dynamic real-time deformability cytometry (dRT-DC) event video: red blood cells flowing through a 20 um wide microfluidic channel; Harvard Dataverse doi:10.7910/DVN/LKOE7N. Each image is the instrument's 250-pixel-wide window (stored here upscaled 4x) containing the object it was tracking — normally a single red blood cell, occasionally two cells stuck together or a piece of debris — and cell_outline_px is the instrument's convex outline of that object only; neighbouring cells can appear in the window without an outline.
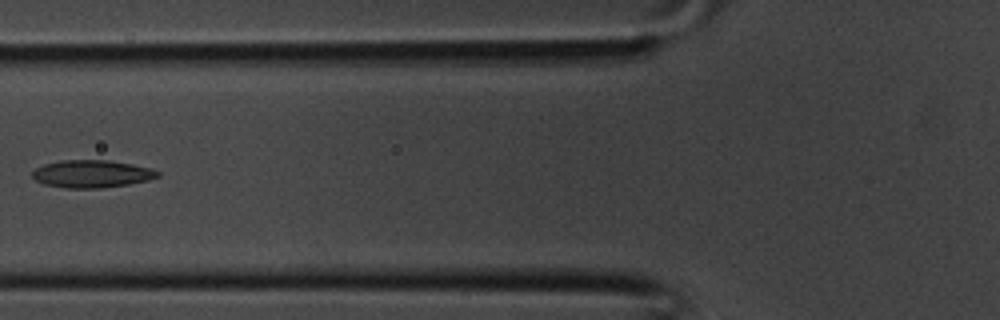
{"species": "common noctule bat (a hibernating species)", "species_latin": "Nyctalus noctula", "temperature_condition": "room temperature", "stored_images_in_passage": 30, "camera_frame_rate_fps": 3000, "um_per_image_px": 0.085, "animal": {"sex": "male", "body_mass_g": 20.1, "forearm_length_mm": 53.5}, "frame": {"image": 1, "passage_image": 9, "time_ms": 2.667, "image_size_px": [1000, 320], "cell_outline_px": [[160, 176], [148, 180], [128, 184], [100, 188], [64, 188], [44, 184], [36, 180], [32, 176], [32, 172], [36, 168], [44, 164], [60, 160], [108, 160], [132, 164], [152, 168], [160, 172]], "centroid_in_image_um": [7.81, 14.77], "position_along_channel_um": 118.0, "area_um2": 20.17}}
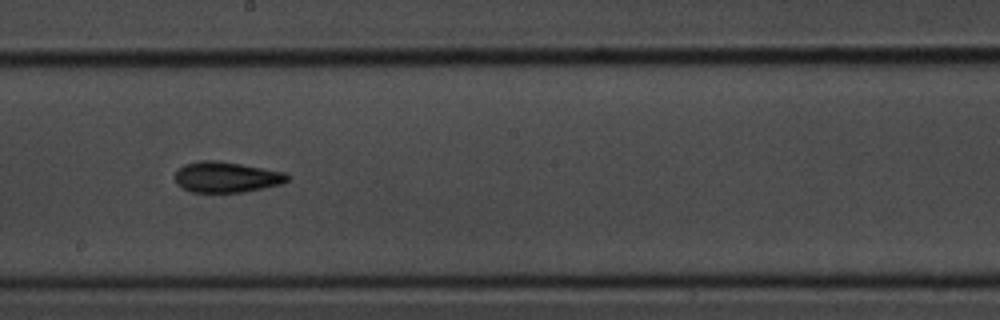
{"frame": {"image": 2, "passage_image": 15, "time_ms": 4.667, "image_size_px": [1000, 320], "cell_outline_px": [[288, 180], [280, 184], [264, 188], [244, 192], [192, 192], [176, 184], [172, 176], [176, 168], [184, 164], [200, 160], [212, 160], [240, 164], [284, 172], [288, 176]], "centroid_in_image_um": [19.15, 15.05], "position_along_channel_um": 229.0, "area_um2": 20.17}}
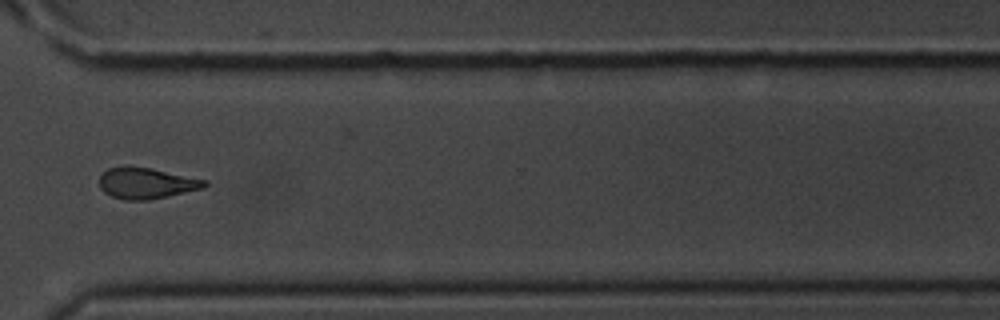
{"frame": {"image": 3, "passage_image": 22, "time_ms": 7.0, "image_size_px": [1000, 320], "cell_outline_px": [[208, 184], [204, 188], [168, 196], [144, 200], [124, 200], [112, 196], [104, 192], [100, 188], [100, 176], [108, 168], [152, 168], [208, 180]], "centroid_in_image_um": [12.49, 15.59], "position_along_channel_um": 358.1, "area_um2": 18.67}}